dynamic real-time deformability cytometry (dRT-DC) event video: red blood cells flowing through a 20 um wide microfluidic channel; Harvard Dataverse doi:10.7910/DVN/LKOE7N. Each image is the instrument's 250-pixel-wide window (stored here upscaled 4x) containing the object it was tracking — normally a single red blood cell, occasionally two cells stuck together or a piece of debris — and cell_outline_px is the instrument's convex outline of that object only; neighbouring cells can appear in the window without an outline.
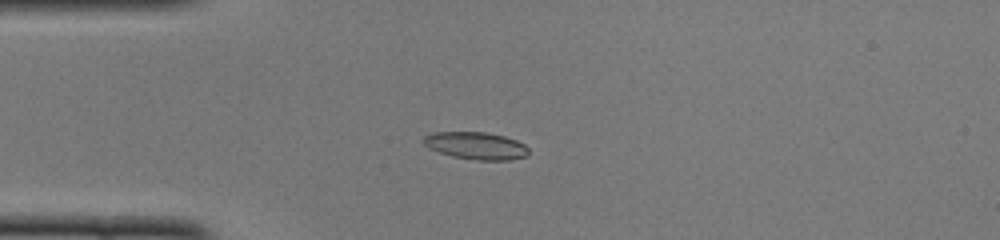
{"species": "common noctule bat (a hibernating species)", "species_latin": "Nyctalus noctula", "temperature_condition": "cold", "stored_images_in_passage": 48, "camera_frame_rate_fps": 3000, "um_per_image_px": 0.085, "animal": {"sex": "female", "body_mass_g": 22.0, "forearm_length_mm": 56.7}, "frame": {"image": 1, "passage_image": 11, "time_ms": 3.333, "image_size_px": [1000, 240], "cell_outline_px": [[528, 156], [508, 160], [476, 160], [452, 156], [428, 148], [420, 140], [424, 136], [432, 132], [484, 132], [504, 136], [516, 140], [524, 144], [528, 148]], "centroid_in_image_um": [40.43, 12.38], "position_along_channel_um": 44.6, "area_um2": 16.82}}
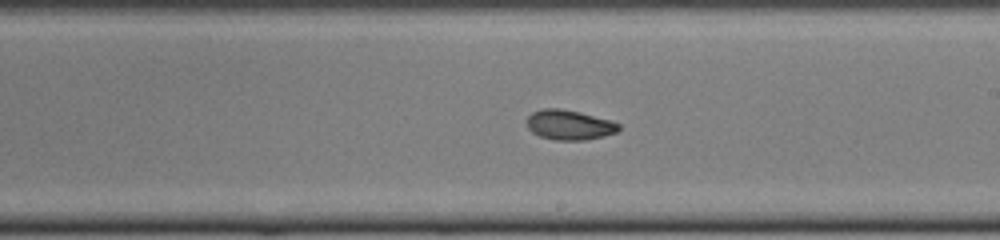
{"frame": {"image": 2, "passage_image": 27, "time_ms": 8.667, "image_size_px": [1000, 240], "cell_outline_px": [[620, 128], [616, 132], [604, 136], [588, 140], [556, 140], [540, 136], [532, 132], [528, 128], [528, 116], [532, 112], [544, 108], [560, 108], [580, 112], [612, 120], [620, 124]], "centroid_in_image_um": [48.42, 10.61], "position_along_channel_um": 240.6, "area_um2": 16.07}}
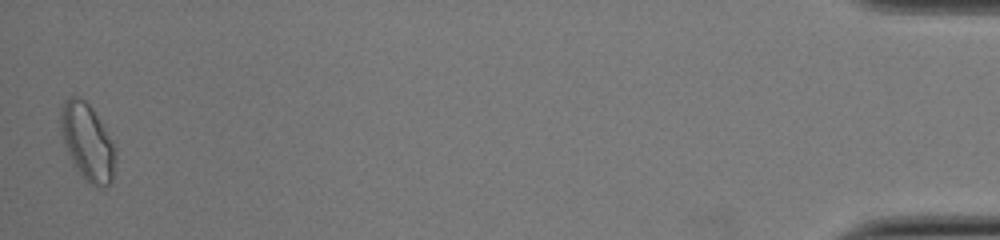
{"frame": {"image": 3, "passage_image": 48, "time_ms": 15.667, "image_size_px": [1000, 240], "cell_outline_px": [[116, 156], [112, 180], [104, 188], [100, 188], [92, 184], [80, 172], [68, 152], [60, 128], [60, 104], [64, 100], [72, 96], [80, 96], [92, 108], [112, 140], [116, 152]], "centroid_in_image_um": [7.44, 12.02], "position_along_channel_um": 427.8, "area_um2": 24.1}, "authors_computed_cell_mechanics": {"area_um2": 16.5597, "velocity_mm_per_s": 3.98, "shape_relaxation_time_tau1_ms": 7.082, "shape_relaxation_time_tau2_ms": 3.228, "deformation_change_tau1": 0.1496, "deformation_change_tau2": 0.0795}}